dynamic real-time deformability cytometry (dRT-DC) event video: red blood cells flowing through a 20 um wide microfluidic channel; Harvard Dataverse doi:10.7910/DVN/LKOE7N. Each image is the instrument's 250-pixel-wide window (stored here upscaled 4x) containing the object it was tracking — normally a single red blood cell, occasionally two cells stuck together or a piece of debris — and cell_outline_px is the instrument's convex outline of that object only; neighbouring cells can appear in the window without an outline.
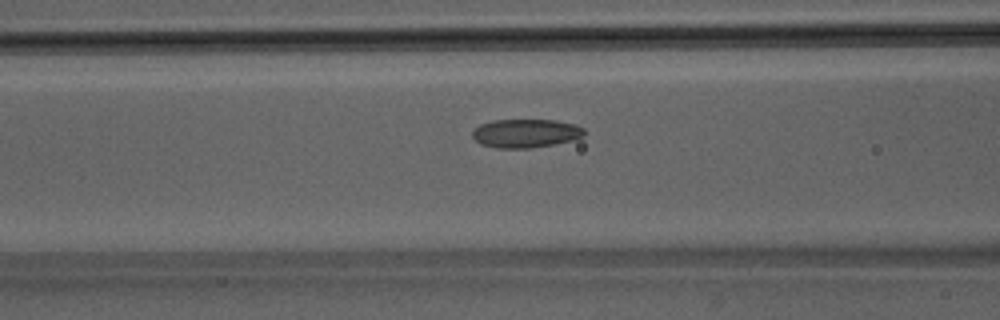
{"species": "Egyptian fruit bat (a non-hibernating species)", "species_latin": "Rousettus aegyptiacus", "temperature_condition": "room temperature", "stored_images_in_passage": 30, "camera_frame_rate_fps": 3000, "um_per_image_px": 0.085, "animal": {"sex": "male"}, "frame": {"image": 1, "passage_image": 13, "time_ms": 4.0, "image_size_px": [1000, 320], "cell_outline_px": [[584, 136], [576, 140], [532, 148], [496, 148], [480, 144], [472, 136], [472, 132], [480, 124], [492, 120], [556, 120], [576, 124], [584, 128]], "centroid_in_image_um": [44.72, 11.33], "position_along_channel_um": 121.9, "area_um2": 18.84}}
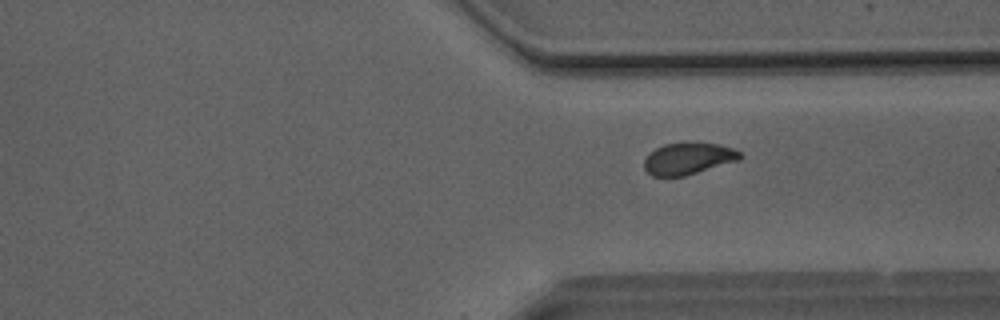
{"frame": {"image": 2, "passage_image": 30, "time_ms": 9.667, "image_size_px": [1000, 320], "cell_outline_px": [[744, 156], [740, 160], [684, 176], [652, 176], [644, 168], [644, 160], [656, 148], [664, 144], [720, 144], [732, 148], [740, 152]], "centroid_in_image_um": [58.53, 13.5], "position_along_channel_um": 352.9, "area_um2": 17.34}}